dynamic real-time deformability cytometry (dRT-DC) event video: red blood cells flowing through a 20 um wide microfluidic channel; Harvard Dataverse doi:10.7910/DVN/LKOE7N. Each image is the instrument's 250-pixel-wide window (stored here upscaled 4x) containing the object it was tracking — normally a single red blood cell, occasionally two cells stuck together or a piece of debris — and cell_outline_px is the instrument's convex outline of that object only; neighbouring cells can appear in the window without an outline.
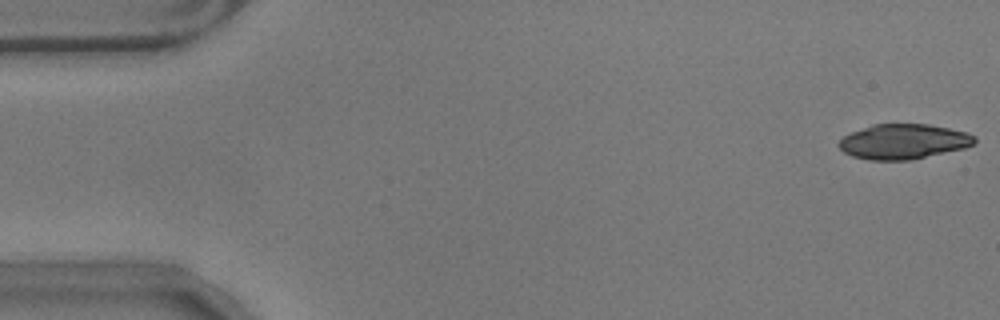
{"species": "common noctule bat (a hibernating species)", "species_latin": "Nyctalus noctula", "temperature_condition": "warm", "stored_images_in_passage": 15, "camera_frame_rate_fps": 3000, "um_per_image_px": 0.085, "animal": {"sex": "male", "body_mass_g": 17.9}, "frame": {"image": 1, "passage_image": 1, "time_ms": 0.0, "image_size_px": [1000, 320], "cell_outline_px": [[976, 140], [972, 144], [964, 148], [912, 160], [868, 160], [852, 156], [844, 152], [836, 144], [844, 136], [852, 132], [872, 124], [928, 124], [968, 132], [976, 136]], "centroid_in_image_um": [76.79, 12.03], "position_along_channel_um": 8.2, "area_um2": 27.74}}